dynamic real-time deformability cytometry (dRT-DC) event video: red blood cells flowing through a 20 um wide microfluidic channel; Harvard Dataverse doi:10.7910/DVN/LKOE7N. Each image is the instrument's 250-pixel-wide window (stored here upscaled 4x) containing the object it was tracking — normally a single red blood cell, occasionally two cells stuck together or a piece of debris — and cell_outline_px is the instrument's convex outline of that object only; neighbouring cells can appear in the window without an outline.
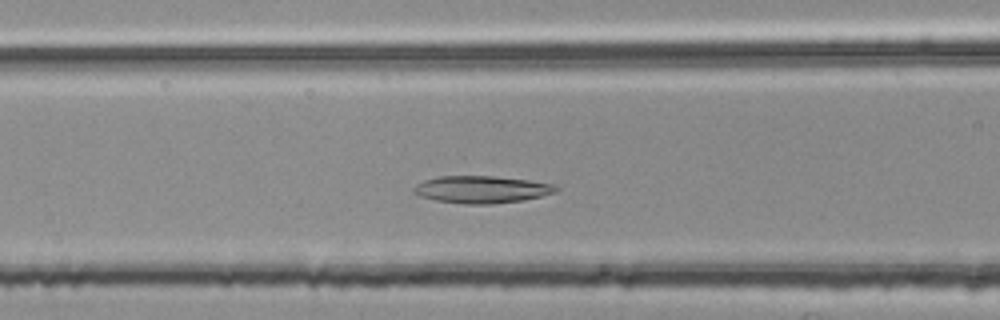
{"species": "common noctule bat (a hibernating species)", "species_latin": "Nyctalus noctula", "temperature_condition": "room temperature", "stored_images_in_passage": 41, "camera_frame_rate_fps": 3000, "um_per_image_px": 0.085, "animal": {"sex": "female", "body_mass_g": 25.1}, "frame": {"image": 1, "passage_image": 13, "time_ms": 4.0, "image_size_px": [1000, 320], "cell_outline_px": [[560, 188], [556, 192], [524, 200], [492, 204], [464, 204], [436, 200], [420, 196], [412, 192], [412, 188], [416, 184], [424, 180], [440, 176], [492, 176], [528, 180], [556, 184]], "centroid_in_image_um": [40.94, 16.1], "position_along_channel_um": 125.7, "area_um2": 22.66}}
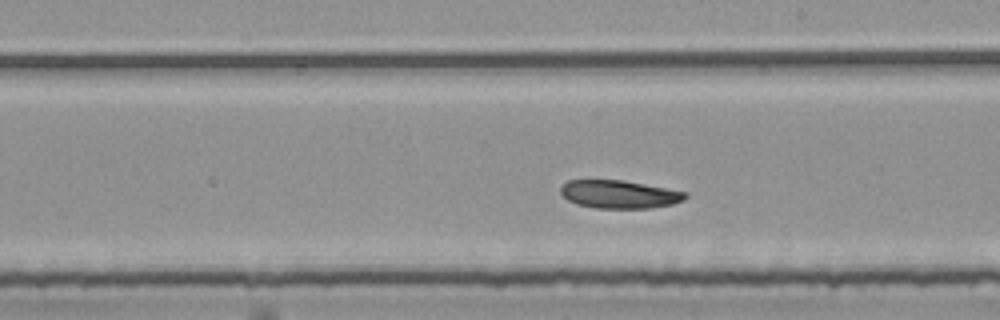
{"frame": {"image": 2, "passage_image": 22, "time_ms": 7.0, "image_size_px": [1000, 320], "cell_outline_px": [[688, 196], [684, 200], [672, 204], [648, 208], [596, 208], [576, 204], [568, 200], [560, 192], [560, 188], [568, 180], [624, 180], [688, 192]], "centroid_in_image_um": [52.66, 16.51], "position_along_channel_um": 236.3, "area_um2": 20.4}}
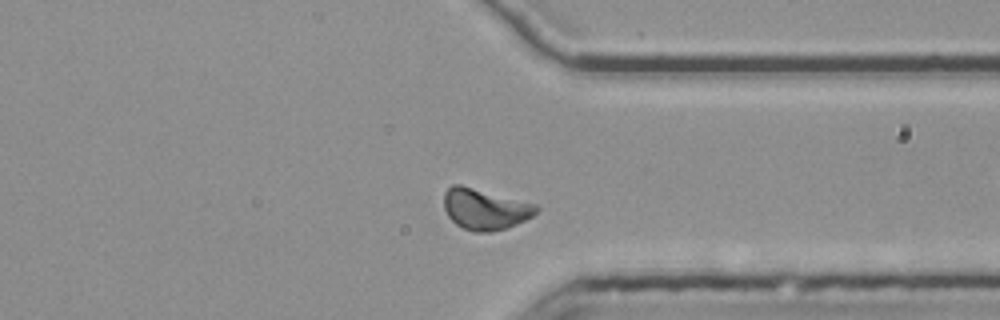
{"frame": {"image": 3, "passage_image": 33, "time_ms": 10.667, "image_size_px": [1000, 320], "cell_outline_px": [[540, 208], [532, 216], [516, 224], [492, 232], [472, 232], [456, 224], [448, 216], [444, 208], [444, 192], [452, 184], [460, 184], [536, 204]], "centroid_in_image_um": [41.2, 17.77], "position_along_channel_um": 370.2, "area_um2": 21.96}, "authors_computed_cell_mechanics": {"area_um2": 21.4438, "velocity_mm_per_s": 3.7022, "shape_relaxation_time_tau1_ms": 8.8545, "shape_relaxation_time_tau2_ms": null, "deformation_change_tau1": 0.1963, "deformation_change_tau2": null}}